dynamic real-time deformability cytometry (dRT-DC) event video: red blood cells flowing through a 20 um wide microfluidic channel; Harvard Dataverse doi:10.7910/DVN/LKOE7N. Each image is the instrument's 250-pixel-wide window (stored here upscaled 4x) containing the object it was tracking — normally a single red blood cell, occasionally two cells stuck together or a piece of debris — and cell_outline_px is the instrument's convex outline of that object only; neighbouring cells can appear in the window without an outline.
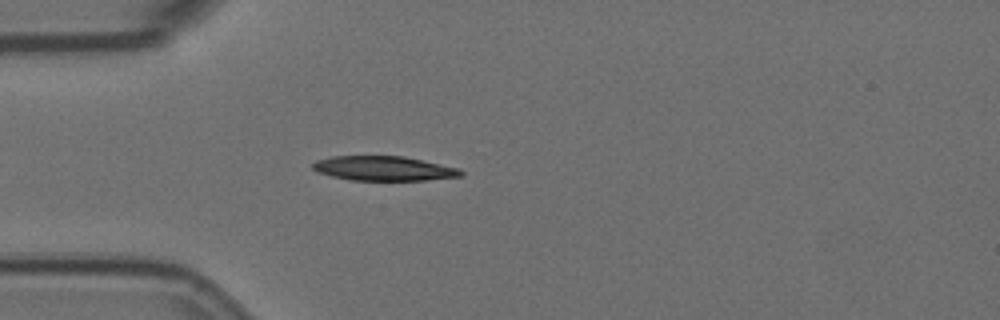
{"species": "Egyptian fruit bat (a non-hibernating species)", "species_latin": "Rousettus aegyptiacus", "temperature_condition": "room temperature", "stored_images_in_passage": 1, "camera_frame_rate_fps": 3000, "um_per_image_px": 0.085, "animal": {"sex": "female"}, "frame": {"image": 1, "passage_image": 1, "time_ms": 0.0, "image_size_px": [1000, 320], "cell_outline_px": [[464, 176], [428, 180], [348, 180], [316, 172], [312, 168], [312, 164], [316, 160], [332, 156], [404, 156], [460, 168], [464, 172]], "centroid_in_image_um": [32.64, 14.32], "position_along_channel_um": 52.4, "area_um2": 21.39}}